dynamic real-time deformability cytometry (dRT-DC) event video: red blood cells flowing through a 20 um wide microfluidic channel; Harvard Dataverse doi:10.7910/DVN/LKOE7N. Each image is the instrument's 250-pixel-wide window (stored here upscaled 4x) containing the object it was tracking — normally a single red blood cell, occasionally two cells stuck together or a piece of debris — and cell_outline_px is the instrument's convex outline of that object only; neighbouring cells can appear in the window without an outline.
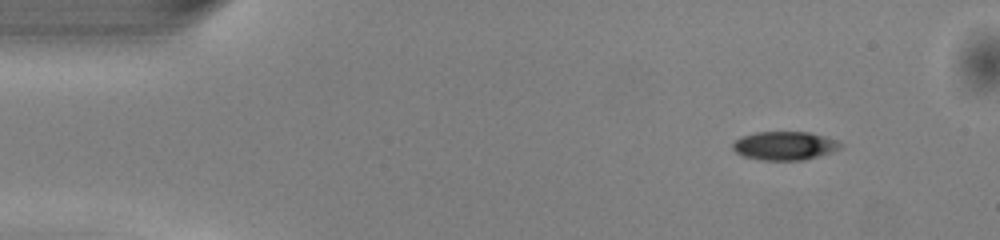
{"species": "common noctule bat (a hibernating species)", "species_latin": "Nyctalus noctula", "temperature_condition": "warm", "stored_images_in_passage": 45, "camera_frame_rate_fps": 3000, "um_per_image_px": 0.085, "animal": {"sex": "male", "body_mass_g": 13.0, "forearm_length_mm": 53.1}, "frame": {"image": 1, "passage_image": 1, "time_ms": 0.0, "image_size_px": [1000, 240], "cell_outline_px": [[844, 144], [840, 148], [832, 152], [820, 156], [804, 160], [760, 160], [744, 156], [736, 152], [732, 148], [732, 144], [740, 136], [756, 132], [808, 132], [840, 140]], "centroid_in_image_um": [66.73, 12.38], "position_along_channel_um": 18.3, "area_um2": 18.15}}
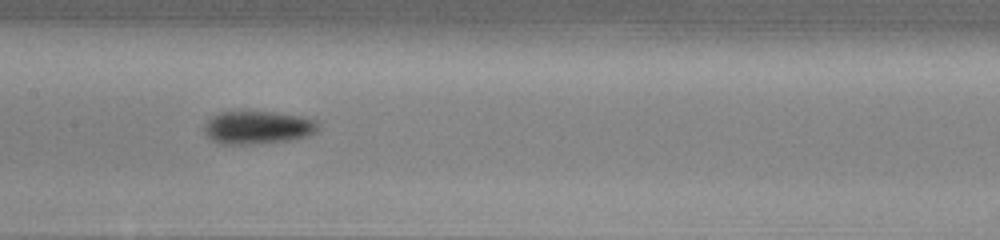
{"frame": {"image": 2, "passage_image": 20, "time_ms": 6.333, "image_size_px": [1000, 240], "cell_outline_px": [[320, 128], [316, 132], [308, 136], [292, 140], [252, 144], [220, 144], [212, 140], [204, 132], [204, 124], [212, 116], [220, 112], [276, 112], [300, 116], [316, 120], [320, 124]], "centroid_in_image_um": [21.94, 10.84], "position_along_channel_um": 185.5, "area_um2": 22.08}}
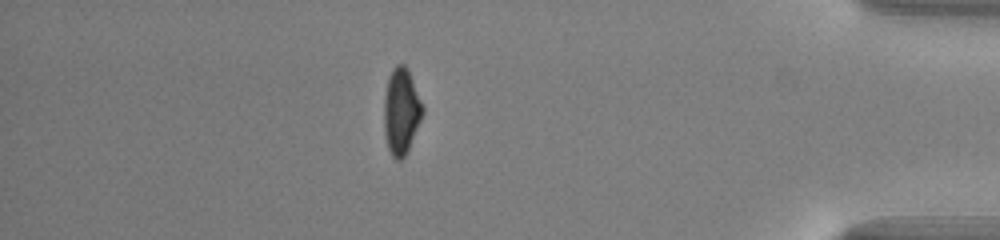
{"frame": {"image": 3, "passage_image": 39, "time_ms": 12.667, "image_size_px": [1000, 240], "cell_outline_px": [[424, 112], [408, 152], [400, 160], [396, 160], [392, 156], [388, 148], [384, 132], [384, 96], [388, 76], [392, 68], [396, 64], [404, 64], [408, 68], [424, 108]], "centroid_in_image_um": [34.1, 9.45], "position_along_channel_um": 401.1, "area_um2": 19.65}, "authors_computed_cell_mechanics": {"area_um2": 19.8832, "velocity_mm_per_s": 4.1079, "shape_relaxation_time_tau1_ms": 3.1657, "shape_relaxation_time_tau2_ms": null, "deformation_change_tau1": 0.1361, "deformation_change_tau2": null}}